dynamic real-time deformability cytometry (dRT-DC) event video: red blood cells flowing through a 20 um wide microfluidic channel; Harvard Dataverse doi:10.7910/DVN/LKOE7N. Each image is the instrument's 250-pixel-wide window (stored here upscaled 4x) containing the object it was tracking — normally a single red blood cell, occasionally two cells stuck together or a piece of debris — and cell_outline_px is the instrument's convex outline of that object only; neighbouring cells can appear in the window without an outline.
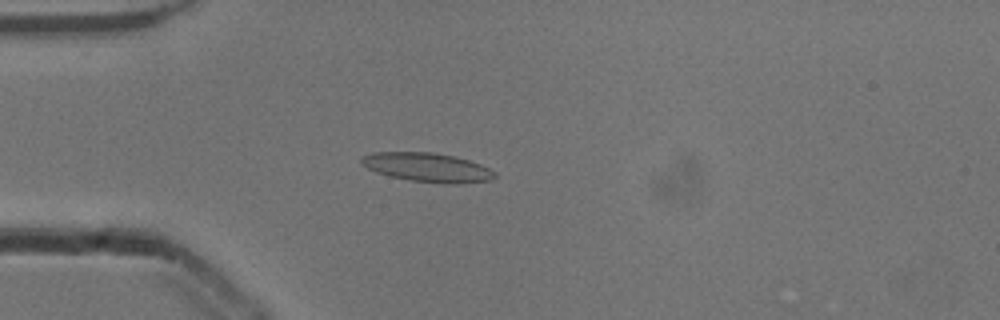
{"species": "common noctule bat (a hibernating species)", "species_latin": "Nyctalus noctula", "temperature_condition": "cold", "stored_images_in_passage": 53, "camera_frame_rate_fps": 3000, "um_per_image_px": 0.085, "animal": {"sex": "male", "body_mass_g": 13.3}, "frame": {"image": 1, "passage_image": 15, "time_ms": 4.667, "image_size_px": [1000, 320], "cell_outline_px": [[496, 176], [492, 180], [456, 184], [452, 184], [408, 180], [376, 172], [360, 164], [360, 160], [364, 156], [372, 152], [432, 152], [452, 156], [468, 160], [480, 164], [496, 172]], "centroid_in_image_um": [36.33, 14.23], "position_along_channel_um": 48.7, "area_um2": 22.43}}
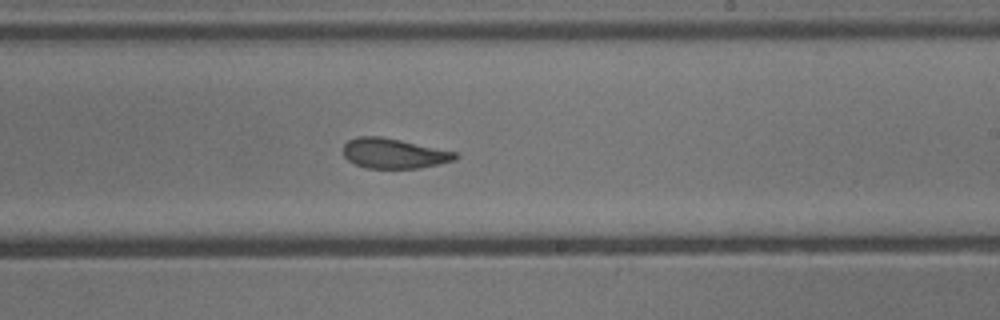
{"frame": {"image": 2, "passage_image": 32, "time_ms": 10.333, "image_size_px": [1000, 320], "cell_outline_px": [[460, 156], [456, 160], [420, 168], [368, 168], [356, 164], [348, 160], [344, 156], [344, 144], [348, 140], [356, 136], [380, 136], [400, 140], [456, 152]], "centroid_in_image_um": [33.48, 13.04], "position_along_channel_um": 255.5, "area_um2": 19.54}}
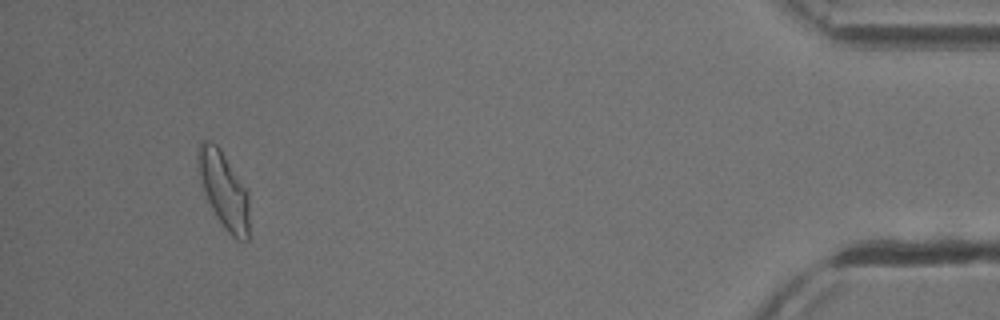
{"frame": {"image": 3, "passage_image": 50, "time_ms": 16.333, "image_size_px": [1000, 320], "cell_outline_px": [[248, 240], [244, 244], [236, 240], [224, 228], [216, 216], [204, 192], [196, 168], [196, 156], [200, 140], [208, 140], [216, 144], [220, 148], [248, 192]], "centroid_in_image_um": [18.99, 16.14], "position_along_channel_um": 416.2, "area_um2": 23.0}, "authors_computed_cell_mechanics": {"area_um2": 21.0392, "velocity_mm_per_s": 3.8866, "shape_relaxation_time_tau1_ms": 3.3301, "shape_relaxation_time_tau2_ms": 1.9231, "deformation_change_tau1": 0.1442, "deformation_change_tau2": 0.0955}}